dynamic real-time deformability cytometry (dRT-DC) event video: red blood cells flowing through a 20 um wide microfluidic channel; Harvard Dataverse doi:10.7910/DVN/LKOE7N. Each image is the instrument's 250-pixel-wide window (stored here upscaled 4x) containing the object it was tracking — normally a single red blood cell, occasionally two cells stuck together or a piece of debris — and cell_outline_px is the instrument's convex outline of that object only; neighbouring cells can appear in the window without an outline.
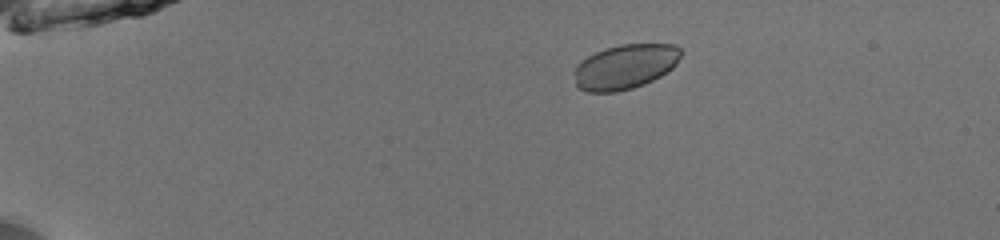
{"species": "common noctule bat (a hibernating species)", "species_latin": "Nyctalus noctula", "temperature_condition": "room temperature", "stored_images_in_passage": 40, "camera_frame_rate_fps": 3000, "um_per_image_px": 0.085, "animal": {"sex": "male", "body_mass_g": 13.0, "forearm_length_mm": 53.1}, "frame": {"image": 1, "passage_image": 1, "time_ms": 0.0, "image_size_px": [1000, 240], "cell_outline_px": [[680, 56], [676, 64], [672, 68], [660, 76], [644, 84], [632, 88], [616, 92], [588, 92], [580, 88], [576, 84], [572, 72], [576, 64], [580, 60], [604, 48], [620, 44], [676, 44], [680, 48]], "centroid_in_image_um": [53.09, 5.66], "position_along_channel_um": 31.9, "area_um2": 27.98}}
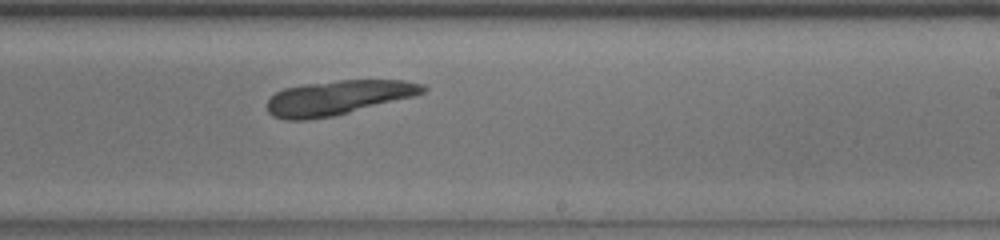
{"frame": {"image": 2, "passage_image": 24, "time_ms": 7.667, "image_size_px": [1000, 240], "cell_outline_px": [[428, 88], [424, 92], [416, 96], [332, 116], [308, 120], [284, 120], [272, 116], [268, 112], [268, 100], [276, 92], [284, 88], [304, 84], [340, 80], [404, 80], [424, 84]], "centroid_in_image_um": [28.75, 8.3], "position_along_channel_um": 260.3, "area_um2": 31.33}}
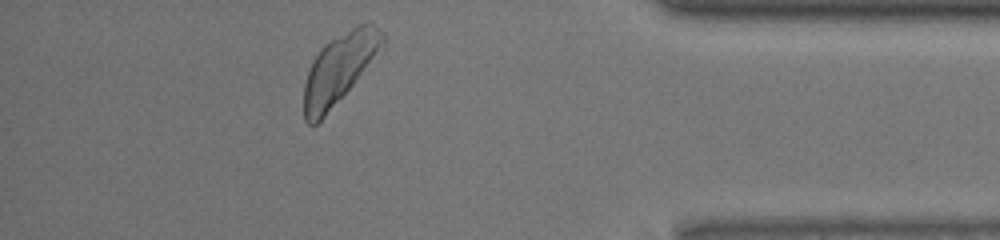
{"frame": {"image": 3, "passage_image": 37, "time_ms": 12.0, "image_size_px": [1000, 240], "cell_outline_px": [[384, 40], [352, 84], [324, 116], [316, 124], [308, 124], [304, 120], [304, 84], [312, 60], [320, 48], [324, 44], [356, 24], [368, 20], [384, 32]], "centroid_in_image_um": [28.77, 5.78], "position_along_channel_um": 406.4, "area_um2": 30.81}}